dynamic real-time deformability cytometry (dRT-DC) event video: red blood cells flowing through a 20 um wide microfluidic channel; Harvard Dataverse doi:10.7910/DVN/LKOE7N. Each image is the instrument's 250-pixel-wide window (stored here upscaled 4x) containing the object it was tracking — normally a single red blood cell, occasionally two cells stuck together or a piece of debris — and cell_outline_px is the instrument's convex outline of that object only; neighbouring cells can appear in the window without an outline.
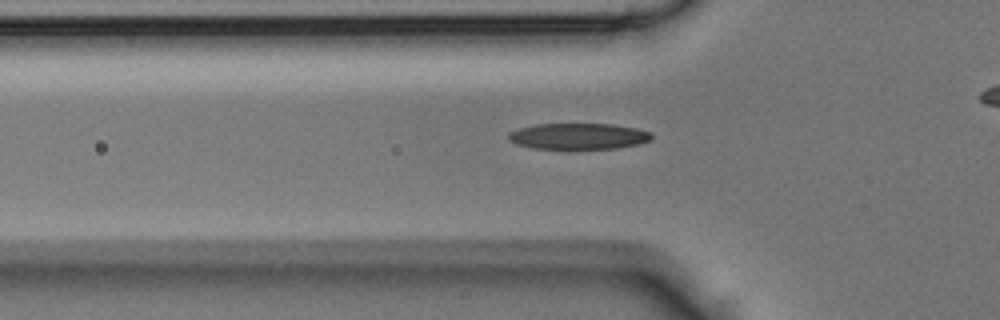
{"species": "Egyptian fruit bat (a non-hibernating species)", "species_latin": "Rousettus aegyptiacus", "temperature_condition": "room temperature", "stored_images_in_passage": 24, "camera_frame_rate_fps": 3000, "um_per_image_px": 0.085, "animal": {"sex": "male"}, "frame": {"image": 1, "passage_image": 2, "time_ms": 0.333, "image_size_px": [1000, 320], "cell_outline_px": [[652, 140], [640, 144], [616, 148], [532, 148], [516, 144], [508, 140], [508, 132], [520, 128], [536, 124], [612, 124], [636, 128], [652, 132]], "centroid_in_image_um": [49.18, 11.57], "position_along_channel_um": 76.6, "area_um2": 21.73}}
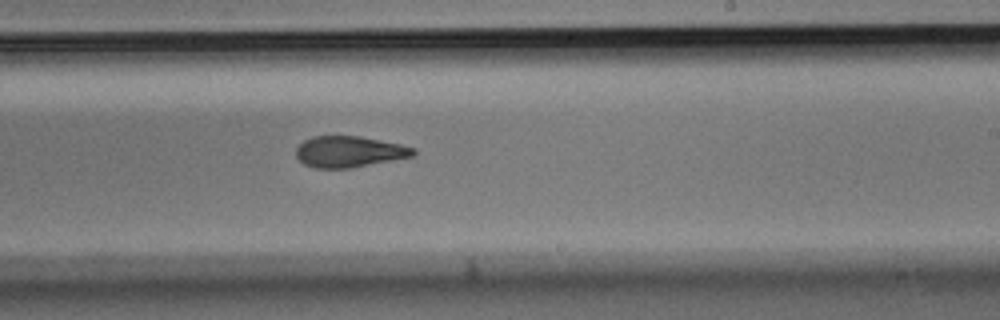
{"frame": {"image": 2, "passage_image": 14, "time_ms": 4.333, "image_size_px": [1000, 320], "cell_outline_px": [[416, 152], [412, 156], [392, 160], [348, 168], [312, 168], [304, 164], [296, 156], [296, 148], [304, 140], [312, 136], [360, 136], [400, 144], [416, 148]], "centroid_in_image_um": [29.66, 12.89], "position_along_channel_um": 259.3, "area_um2": 21.15}}
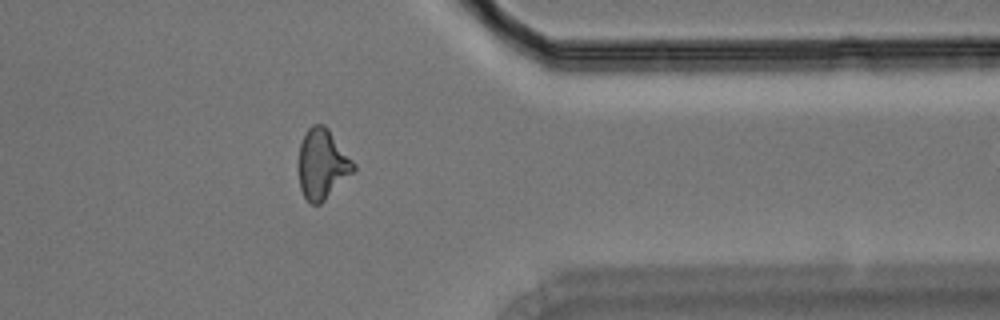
{"frame": {"image": 3, "passage_image": 23, "time_ms": 7.333, "image_size_px": [1000, 320], "cell_outline_px": [[356, 168], [320, 204], [312, 204], [304, 196], [300, 188], [296, 160], [300, 144], [304, 132], [312, 124], [324, 124], [328, 128], [356, 164]], "centroid_in_image_um": [27.34, 13.91], "position_along_channel_um": 384.1, "area_um2": 22.6}}